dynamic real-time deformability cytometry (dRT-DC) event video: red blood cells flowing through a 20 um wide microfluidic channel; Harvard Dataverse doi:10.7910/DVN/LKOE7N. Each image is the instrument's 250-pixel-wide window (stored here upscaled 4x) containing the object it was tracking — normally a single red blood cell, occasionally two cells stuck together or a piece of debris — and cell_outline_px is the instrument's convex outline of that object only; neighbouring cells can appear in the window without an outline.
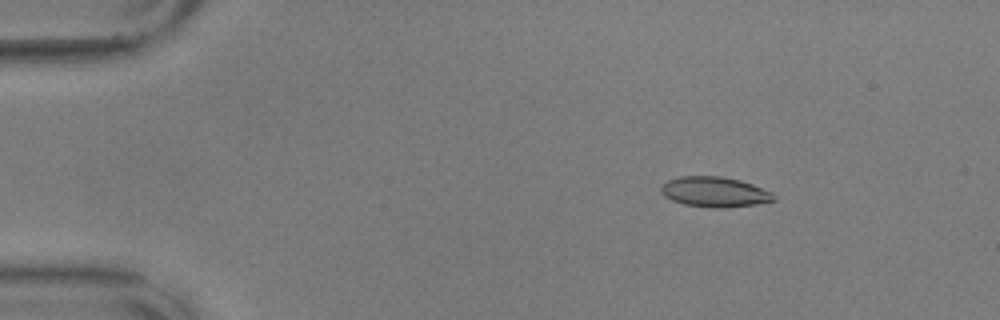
{"species": "common noctule bat (a hibernating species)", "species_latin": "Nyctalus noctula", "temperature_condition": "warm", "stored_images_in_passage": 19, "camera_frame_rate_fps": 3000, "um_per_image_px": 0.085, "animal": {"sex": "male", "body_mass_g": 17.9, "forearm_length_mm": 54.2}, "frame": {"image": 1, "passage_image": 9, "time_ms": 2.667, "image_size_px": [1000, 320], "cell_outline_px": [[776, 200], [756, 204], [724, 208], [712, 208], [684, 204], [672, 200], [664, 196], [660, 192], [660, 188], [668, 180], [680, 176], [720, 176], [740, 180], [752, 184], [772, 192]], "centroid_in_image_um": [60.73, 16.31], "position_along_channel_um": 24.3, "area_um2": 19.83}}
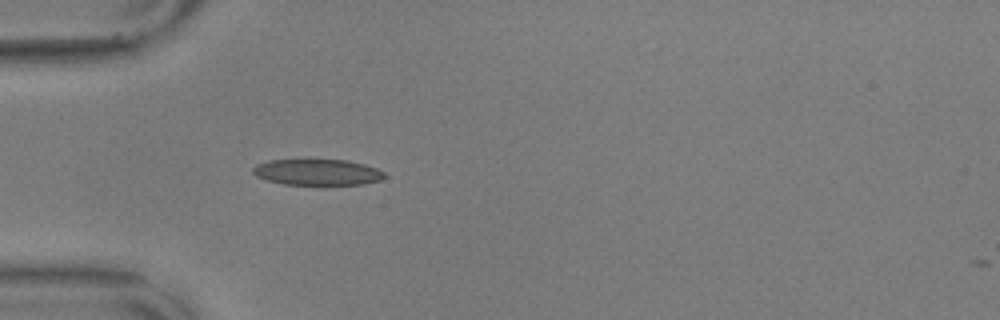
{"frame": {"image": 2, "passage_image": 18, "time_ms": 5.667, "image_size_px": [1000, 320], "cell_outline_px": [[388, 176], [380, 180], [364, 184], [324, 188], [284, 184], [268, 180], [256, 176], [252, 172], [252, 168], [256, 164], [272, 160], [348, 160], [364, 164], [376, 168], [384, 172]], "centroid_in_image_um": [27.03, 14.69], "position_along_channel_um": 58.0, "area_um2": 20.98}}